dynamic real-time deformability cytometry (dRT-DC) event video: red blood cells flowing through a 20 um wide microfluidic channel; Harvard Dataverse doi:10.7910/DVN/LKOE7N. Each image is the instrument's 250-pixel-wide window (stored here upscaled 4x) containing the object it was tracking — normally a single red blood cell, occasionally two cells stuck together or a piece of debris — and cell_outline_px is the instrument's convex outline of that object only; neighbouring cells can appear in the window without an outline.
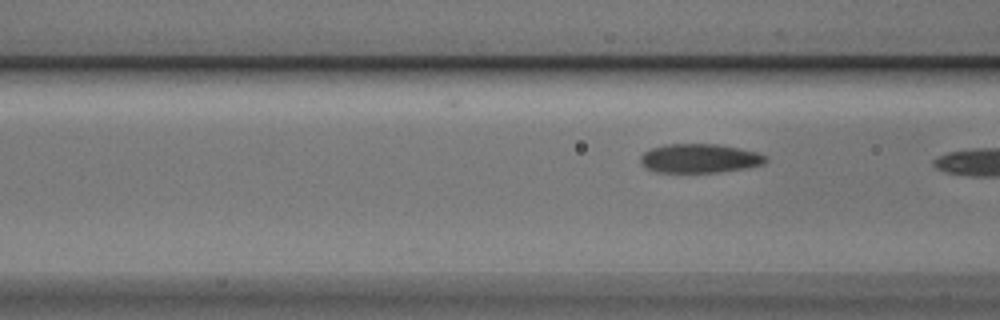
{"species": "Egyptian fruit bat (a non-hibernating species)", "species_latin": "Rousettus aegyptiacus", "temperature_condition": "cold", "stored_images_in_passage": 7, "segment_of_instrument_passage": [2, 2], "camera_frame_rate_fps": 3000, "um_per_image_px": 0.085, "animal": {"sex": "male"}, "frame": {"image": 1, "passage_image": 7, "time_ms": 2.0, "image_size_px": [1000, 320], "cell_outline_px": [[768, 160], [764, 164], [744, 168], [720, 172], [656, 172], [648, 168], [640, 160], [640, 156], [644, 152], [652, 148], [664, 144], [716, 144], [756, 152], [768, 156]], "centroid_in_image_um": [59.48, 13.46], "position_along_channel_um": 107.1, "area_um2": 20.98}}